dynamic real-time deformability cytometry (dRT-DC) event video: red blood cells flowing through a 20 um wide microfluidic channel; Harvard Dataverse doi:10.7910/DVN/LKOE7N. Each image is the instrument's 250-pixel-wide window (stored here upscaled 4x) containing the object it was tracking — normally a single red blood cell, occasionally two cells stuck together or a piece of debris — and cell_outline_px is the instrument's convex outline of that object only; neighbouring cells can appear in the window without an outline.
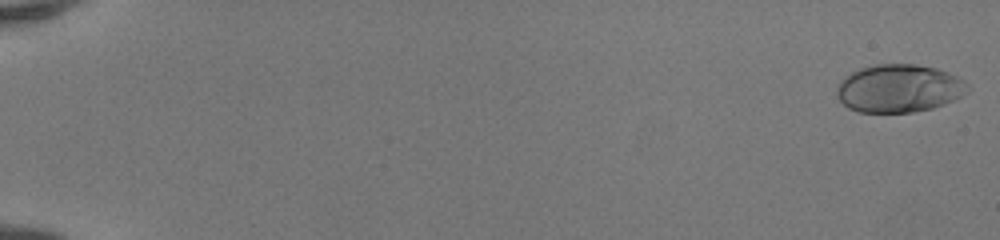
{"species": "human", "species_latin": "Homo sapiens", "temperature_condition": "room temperature", "stored_images_in_passage": 51, "camera_frame_rate_fps": 3000, "um_per_image_px": 0.085, "donor": {"sex": "female"}, "frame": {"image": 1, "passage_image": 1, "time_ms": 0.0, "image_size_px": [1000, 240], "cell_outline_px": [[968, 92], [944, 104], [932, 108], [912, 112], [860, 112], [848, 108], [836, 96], [836, 88], [844, 76], [860, 68], [876, 64], [916, 64], [936, 68], [948, 72], [964, 80], [968, 84]], "centroid_in_image_um": [76.4, 7.51], "position_along_channel_um": 8.6, "area_um2": 36.59}}
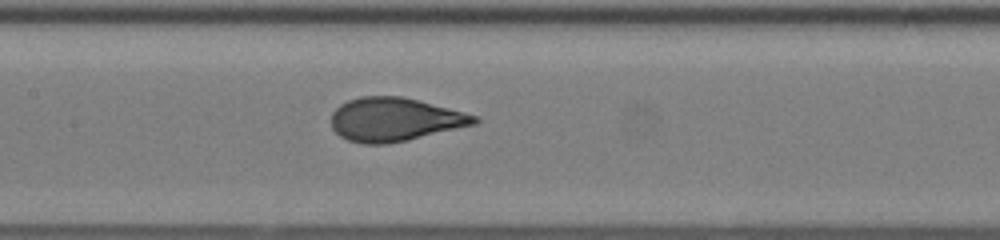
{"frame": {"image": 2, "passage_image": 27, "time_ms": 8.667, "image_size_px": [1000, 240], "cell_outline_px": [[480, 120], [476, 124], [408, 140], [388, 144], [364, 144], [348, 140], [340, 136], [332, 128], [332, 112], [340, 104], [348, 100], [360, 96], [400, 96], [480, 116]], "centroid_in_image_um": [33.54, 10.16], "position_along_channel_um": 173.9, "area_um2": 36.24}}
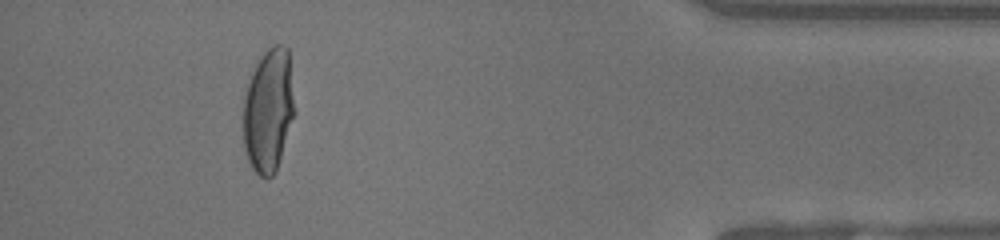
{"frame": {"image": 3, "passage_image": 47, "time_ms": 15.333, "image_size_px": [1000, 240], "cell_outline_px": [[296, 112], [276, 172], [268, 180], [264, 180], [252, 168], [248, 160], [244, 148], [244, 96], [252, 72], [260, 56], [268, 48], [276, 44], [284, 44], [288, 48]], "centroid_in_image_um": [22.85, 9.4], "position_along_channel_um": 412.4, "area_um2": 37.45}, "authors_computed_cell_mechanics": {"area_um2": 35.7782, "velocity_mm_per_s": 4.2085, "shape_relaxation_time_tau1_ms": 5.6465, "shape_relaxation_time_tau2_ms": null, "deformation_change_tau1": 0.2547, "deformation_change_tau2": null}}